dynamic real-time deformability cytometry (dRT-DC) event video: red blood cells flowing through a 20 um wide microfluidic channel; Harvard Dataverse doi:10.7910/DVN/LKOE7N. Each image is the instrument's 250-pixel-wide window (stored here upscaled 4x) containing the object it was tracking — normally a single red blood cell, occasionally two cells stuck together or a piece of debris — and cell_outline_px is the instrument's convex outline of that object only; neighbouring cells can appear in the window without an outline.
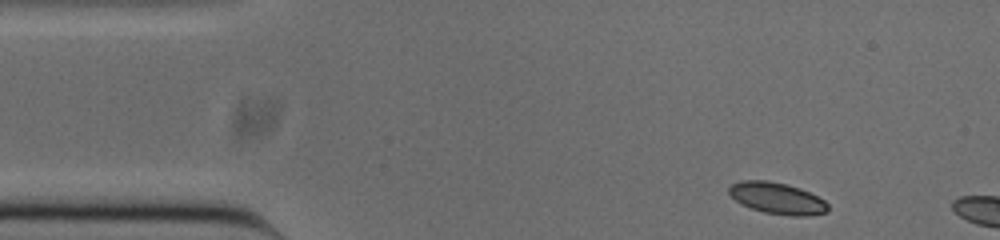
{"species": "common noctule bat (a hibernating species)", "species_latin": "Nyctalus noctula", "temperature_condition": "cold", "stored_images_in_passage": 5, "camera_frame_rate_fps": 3000, "um_per_image_px": 0.085, "animal": {"sex": "male", "body_mass_g": 20.0, "forearm_length_mm": 53.3}, "frame": {"image": 1, "passage_image": 1, "time_ms": 0.0, "image_size_px": [1000, 240], "cell_outline_px": [[828, 212], [808, 216], [792, 216], [764, 212], [740, 204], [728, 192], [728, 188], [732, 184], [740, 180], [768, 180], [788, 184], [800, 188], [824, 200], [828, 204]], "centroid_in_image_um": [66.06, 16.84], "position_along_channel_um": 18.9, "area_um2": 18.21}}